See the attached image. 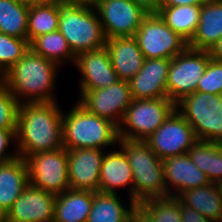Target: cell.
<instances>
[{
    "label": "cell",
    "mask_w": 222,
    "mask_h": 222,
    "mask_svg": "<svg viewBox=\"0 0 222 222\" xmlns=\"http://www.w3.org/2000/svg\"><path fill=\"white\" fill-rule=\"evenodd\" d=\"M62 116L58 101L20 104L14 147L18 156L25 159L62 148Z\"/></svg>",
    "instance_id": "6da1fadb"
},
{
    "label": "cell",
    "mask_w": 222,
    "mask_h": 222,
    "mask_svg": "<svg viewBox=\"0 0 222 222\" xmlns=\"http://www.w3.org/2000/svg\"><path fill=\"white\" fill-rule=\"evenodd\" d=\"M59 65L31 48L1 76V83L19 104L56 102L54 89Z\"/></svg>",
    "instance_id": "7a4b0ae2"
},
{
    "label": "cell",
    "mask_w": 222,
    "mask_h": 222,
    "mask_svg": "<svg viewBox=\"0 0 222 222\" xmlns=\"http://www.w3.org/2000/svg\"><path fill=\"white\" fill-rule=\"evenodd\" d=\"M63 147L66 150L99 148L109 149L118 144V126L108 119L89 112L78 101L63 112Z\"/></svg>",
    "instance_id": "3957f363"
},
{
    "label": "cell",
    "mask_w": 222,
    "mask_h": 222,
    "mask_svg": "<svg viewBox=\"0 0 222 222\" xmlns=\"http://www.w3.org/2000/svg\"><path fill=\"white\" fill-rule=\"evenodd\" d=\"M128 158L132 174V200L137 205L144 200L166 197L162 160L146 141L119 139L118 145Z\"/></svg>",
    "instance_id": "277c9868"
},
{
    "label": "cell",
    "mask_w": 222,
    "mask_h": 222,
    "mask_svg": "<svg viewBox=\"0 0 222 222\" xmlns=\"http://www.w3.org/2000/svg\"><path fill=\"white\" fill-rule=\"evenodd\" d=\"M56 6L59 15L58 30L75 56L105 47L106 37L95 8L66 1Z\"/></svg>",
    "instance_id": "5b68a950"
},
{
    "label": "cell",
    "mask_w": 222,
    "mask_h": 222,
    "mask_svg": "<svg viewBox=\"0 0 222 222\" xmlns=\"http://www.w3.org/2000/svg\"><path fill=\"white\" fill-rule=\"evenodd\" d=\"M175 109L168 98L133 99L118 126L119 139L145 141Z\"/></svg>",
    "instance_id": "8992f818"
},
{
    "label": "cell",
    "mask_w": 222,
    "mask_h": 222,
    "mask_svg": "<svg viewBox=\"0 0 222 222\" xmlns=\"http://www.w3.org/2000/svg\"><path fill=\"white\" fill-rule=\"evenodd\" d=\"M198 140L222 144V110L219 95L196 91L176 104Z\"/></svg>",
    "instance_id": "52a82bcc"
},
{
    "label": "cell",
    "mask_w": 222,
    "mask_h": 222,
    "mask_svg": "<svg viewBox=\"0 0 222 222\" xmlns=\"http://www.w3.org/2000/svg\"><path fill=\"white\" fill-rule=\"evenodd\" d=\"M210 59L209 51L190 47L171 59L167 77V98L177 104L185 96L196 92Z\"/></svg>",
    "instance_id": "ba28073f"
},
{
    "label": "cell",
    "mask_w": 222,
    "mask_h": 222,
    "mask_svg": "<svg viewBox=\"0 0 222 222\" xmlns=\"http://www.w3.org/2000/svg\"><path fill=\"white\" fill-rule=\"evenodd\" d=\"M28 182L34 187L59 195L70 188L67 150L40 152L25 158Z\"/></svg>",
    "instance_id": "9c48e42d"
},
{
    "label": "cell",
    "mask_w": 222,
    "mask_h": 222,
    "mask_svg": "<svg viewBox=\"0 0 222 222\" xmlns=\"http://www.w3.org/2000/svg\"><path fill=\"white\" fill-rule=\"evenodd\" d=\"M134 38L146 59H173L181 54L188 42L173 32L157 13H149L142 21Z\"/></svg>",
    "instance_id": "30bf717a"
},
{
    "label": "cell",
    "mask_w": 222,
    "mask_h": 222,
    "mask_svg": "<svg viewBox=\"0 0 222 222\" xmlns=\"http://www.w3.org/2000/svg\"><path fill=\"white\" fill-rule=\"evenodd\" d=\"M95 10L106 40L134 37L149 14L133 0H102Z\"/></svg>",
    "instance_id": "8fae6325"
},
{
    "label": "cell",
    "mask_w": 222,
    "mask_h": 222,
    "mask_svg": "<svg viewBox=\"0 0 222 222\" xmlns=\"http://www.w3.org/2000/svg\"><path fill=\"white\" fill-rule=\"evenodd\" d=\"M197 140L192 126L175 109L166 121L145 141L158 158L164 160L188 153Z\"/></svg>",
    "instance_id": "7c38bea8"
},
{
    "label": "cell",
    "mask_w": 222,
    "mask_h": 222,
    "mask_svg": "<svg viewBox=\"0 0 222 222\" xmlns=\"http://www.w3.org/2000/svg\"><path fill=\"white\" fill-rule=\"evenodd\" d=\"M133 101L128 81L118 80L113 85L86 91L78 102L89 112L119 126Z\"/></svg>",
    "instance_id": "4fadbf2b"
},
{
    "label": "cell",
    "mask_w": 222,
    "mask_h": 222,
    "mask_svg": "<svg viewBox=\"0 0 222 222\" xmlns=\"http://www.w3.org/2000/svg\"><path fill=\"white\" fill-rule=\"evenodd\" d=\"M74 66L82 74L78 79L79 98L86 91L109 87L119 80L106 47L79 53Z\"/></svg>",
    "instance_id": "5bb4252c"
},
{
    "label": "cell",
    "mask_w": 222,
    "mask_h": 222,
    "mask_svg": "<svg viewBox=\"0 0 222 222\" xmlns=\"http://www.w3.org/2000/svg\"><path fill=\"white\" fill-rule=\"evenodd\" d=\"M55 197L53 193L28 184L2 220L4 222H54Z\"/></svg>",
    "instance_id": "9a60e30c"
},
{
    "label": "cell",
    "mask_w": 222,
    "mask_h": 222,
    "mask_svg": "<svg viewBox=\"0 0 222 222\" xmlns=\"http://www.w3.org/2000/svg\"><path fill=\"white\" fill-rule=\"evenodd\" d=\"M68 178L71 189L98 192L100 168L105 150L83 148L67 150Z\"/></svg>",
    "instance_id": "2e32d148"
},
{
    "label": "cell",
    "mask_w": 222,
    "mask_h": 222,
    "mask_svg": "<svg viewBox=\"0 0 222 222\" xmlns=\"http://www.w3.org/2000/svg\"><path fill=\"white\" fill-rule=\"evenodd\" d=\"M166 197H178L188 189L210 184L207 175L198 169L188 153L162 160Z\"/></svg>",
    "instance_id": "e0dca14e"
},
{
    "label": "cell",
    "mask_w": 222,
    "mask_h": 222,
    "mask_svg": "<svg viewBox=\"0 0 222 222\" xmlns=\"http://www.w3.org/2000/svg\"><path fill=\"white\" fill-rule=\"evenodd\" d=\"M169 59L144 60L141 70L129 81L133 99L167 98Z\"/></svg>",
    "instance_id": "ac0fdd59"
},
{
    "label": "cell",
    "mask_w": 222,
    "mask_h": 222,
    "mask_svg": "<svg viewBox=\"0 0 222 222\" xmlns=\"http://www.w3.org/2000/svg\"><path fill=\"white\" fill-rule=\"evenodd\" d=\"M105 151L100 168V183L98 192L117 193V189L128 188V196L132 199L133 174L124 151Z\"/></svg>",
    "instance_id": "d6986e66"
},
{
    "label": "cell",
    "mask_w": 222,
    "mask_h": 222,
    "mask_svg": "<svg viewBox=\"0 0 222 222\" xmlns=\"http://www.w3.org/2000/svg\"><path fill=\"white\" fill-rule=\"evenodd\" d=\"M105 47L118 79L129 82L141 70L145 57L134 37L108 39Z\"/></svg>",
    "instance_id": "ffe728a7"
},
{
    "label": "cell",
    "mask_w": 222,
    "mask_h": 222,
    "mask_svg": "<svg viewBox=\"0 0 222 222\" xmlns=\"http://www.w3.org/2000/svg\"><path fill=\"white\" fill-rule=\"evenodd\" d=\"M28 184L24 158L18 156L6 163H0V219L12 208Z\"/></svg>",
    "instance_id": "44dd1931"
},
{
    "label": "cell",
    "mask_w": 222,
    "mask_h": 222,
    "mask_svg": "<svg viewBox=\"0 0 222 222\" xmlns=\"http://www.w3.org/2000/svg\"><path fill=\"white\" fill-rule=\"evenodd\" d=\"M222 38V1L208 0L201 5L197 31L188 47L209 51Z\"/></svg>",
    "instance_id": "7402d4cb"
},
{
    "label": "cell",
    "mask_w": 222,
    "mask_h": 222,
    "mask_svg": "<svg viewBox=\"0 0 222 222\" xmlns=\"http://www.w3.org/2000/svg\"><path fill=\"white\" fill-rule=\"evenodd\" d=\"M93 191L67 189L56 195L54 222H87L93 204Z\"/></svg>",
    "instance_id": "603a6c76"
},
{
    "label": "cell",
    "mask_w": 222,
    "mask_h": 222,
    "mask_svg": "<svg viewBox=\"0 0 222 222\" xmlns=\"http://www.w3.org/2000/svg\"><path fill=\"white\" fill-rule=\"evenodd\" d=\"M186 207L195 209L213 222H222V186L210 183L188 189L177 197Z\"/></svg>",
    "instance_id": "cb8c5ba5"
},
{
    "label": "cell",
    "mask_w": 222,
    "mask_h": 222,
    "mask_svg": "<svg viewBox=\"0 0 222 222\" xmlns=\"http://www.w3.org/2000/svg\"><path fill=\"white\" fill-rule=\"evenodd\" d=\"M128 201L126 208L118 193L95 192L87 222H128L137 210L130 197Z\"/></svg>",
    "instance_id": "d4e9b609"
},
{
    "label": "cell",
    "mask_w": 222,
    "mask_h": 222,
    "mask_svg": "<svg viewBox=\"0 0 222 222\" xmlns=\"http://www.w3.org/2000/svg\"><path fill=\"white\" fill-rule=\"evenodd\" d=\"M201 5L161 6L157 14L165 24L188 43L197 31Z\"/></svg>",
    "instance_id": "484cf974"
},
{
    "label": "cell",
    "mask_w": 222,
    "mask_h": 222,
    "mask_svg": "<svg viewBox=\"0 0 222 222\" xmlns=\"http://www.w3.org/2000/svg\"><path fill=\"white\" fill-rule=\"evenodd\" d=\"M188 154L211 183L222 185V144L197 140Z\"/></svg>",
    "instance_id": "4316f807"
},
{
    "label": "cell",
    "mask_w": 222,
    "mask_h": 222,
    "mask_svg": "<svg viewBox=\"0 0 222 222\" xmlns=\"http://www.w3.org/2000/svg\"><path fill=\"white\" fill-rule=\"evenodd\" d=\"M28 10L15 0H0V33L28 40Z\"/></svg>",
    "instance_id": "83f0119b"
},
{
    "label": "cell",
    "mask_w": 222,
    "mask_h": 222,
    "mask_svg": "<svg viewBox=\"0 0 222 222\" xmlns=\"http://www.w3.org/2000/svg\"><path fill=\"white\" fill-rule=\"evenodd\" d=\"M30 48L36 54L55 62L59 66L68 60V62L72 61L75 64L76 56L59 30L36 37L30 43Z\"/></svg>",
    "instance_id": "f1b7e54d"
},
{
    "label": "cell",
    "mask_w": 222,
    "mask_h": 222,
    "mask_svg": "<svg viewBox=\"0 0 222 222\" xmlns=\"http://www.w3.org/2000/svg\"><path fill=\"white\" fill-rule=\"evenodd\" d=\"M137 210L148 222H181L180 200L177 197H162L144 200Z\"/></svg>",
    "instance_id": "f546056e"
},
{
    "label": "cell",
    "mask_w": 222,
    "mask_h": 222,
    "mask_svg": "<svg viewBox=\"0 0 222 222\" xmlns=\"http://www.w3.org/2000/svg\"><path fill=\"white\" fill-rule=\"evenodd\" d=\"M59 15L56 5L35 4L28 10V42L58 30Z\"/></svg>",
    "instance_id": "4dcf8cb0"
},
{
    "label": "cell",
    "mask_w": 222,
    "mask_h": 222,
    "mask_svg": "<svg viewBox=\"0 0 222 222\" xmlns=\"http://www.w3.org/2000/svg\"><path fill=\"white\" fill-rule=\"evenodd\" d=\"M29 48L28 40L0 33V75L22 58Z\"/></svg>",
    "instance_id": "1f68e13d"
},
{
    "label": "cell",
    "mask_w": 222,
    "mask_h": 222,
    "mask_svg": "<svg viewBox=\"0 0 222 222\" xmlns=\"http://www.w3.org/2000/svg\"><path fill=\"white\" fill-rule=\"evenodd\" d=\"M19 102L0 83V129H17Z\"/></svg>",
    "instance_id": "d6a6232c"
},
{
    "label": "cell",
    "mask_w": 222,
    "mask_h": 222,
    "mask_svg": "<svg viewBox=\"0 0 222 222\" xmlns=\"http://www.w3.org/2000/svg\"><path fill=\"white\" fill-rule=\"evenodd\" d=\"M196 91L220 95L222 93V62L210 59Z\"/></svg>",
    "instance_id": "836d02e7"
},
{
    "label": "cell",
    "mask_w": 222,
    "mask_h": 222,
    "mask_svg": "<svg viewBox=\"0 0 222 222\" xmlns=\"http://www.w3.org/2000/svg\"><path fill=\"white\" fill-rule=\"evenodd\" d=\"M17 129H0V163H6L18 157L17 150L7 151L9 145L16 144ZM15 142V143H14Z\"/></svg>",
    "instance_id": "e575fe53"
},
{
    "label": "cell",
    "mask_w": 222,
    "mask_h": 222,
    "mask_svg": "<svg viewBox=\"0 0 222 222\" xmlns=\"http://www.w3.org/2000/svg\"><path fill=\"white\" fill-rule=\"evenodd\" d=\"M181 222H213L210 219L203 217L195 209L186 207L180 201Z\"/></svg>",
    "instance_id": "d590c367"
},
{
    "label": "cell",
    "mask_w": 222,
    "mask_h": 222,
    "mask_svg": "<svg viewBox=\"0 0 222 222\" xmlns=\"http://www.w3.org/2000/svg\"><path fill=\"white\" fill-rule=\"evenodd\" d=\"M139 4L148 13H157L161 7V0H133Z\"/></svg>",
    "instance_id": "8d00e7d4"
},
{
    "label": "cell",
    "mask_w": 222,
    "mask_h": 222,
    "mask_svg": "<svg viewBox=\"0 0 222 222\" xmlns=\"http://www.w3.org/2000/svg\"><path fill=\"white\" fill-rule=\"evenodd\" d=\"M208 0H161V6L203 5Z\"/></svg>",
    "instance_id": "74e56055"
},
{
    "label": "cell",
    "mask_w": 222,
    "mask_h": 222,
    "mask_svg": "<svg viewBox=\"0 0 222 222\" xmlns=\"http://www.w3.org/2000/svg\"><path fill=\"white\" fill-rule=\"evenodd\" d=\"M210 58L222 62V38L209 50Z\"/></svg>",
    "instance_id": "f35d334b"
},
{
    "label": "cell",
    "mask_w": 222,
    "mask_h": 222,
    "mask_svg": "<svg viewBox=\"0 0 222 222\" xmlns=\"http://www.w3.org/2000/svg\"><path fill=\"white\" fill-rule=\"evenodd\" d=\"M66 2L78 3L79 5L96 8L102 0H65Z\"/></svg>",
    "instance_id": "ab89813d"
},
{
    "label": "cell",
    "mask_w": 222,
    "mask_h": 222,
    "mask_svg": "<svg viewBox=\"0 0 222 222\" xmlns=\"http://www.w3.org/2000/svg\"><path fill=\"white\" fill-rule=\"evenodd\" d=\"M128 222H148V220L136 210L131 216Z\"/></svg>",
    "instance_id": "60d3db41"
},
{
    "label": "cell",
    "mask_w": 222,
    "mask_h": 222,
    "mask_svg": "<svg viewBox=\"0 0 222 222\" xmlns=\"http://www.w3.org/2000/svg\"><path fill=\"white\" fill-rule=\"evenodd\" d=\"M65 0H35V4L57 5Z\"/></svg>",
    "instance_id": "b9f144b4"
},
{
    "label": "cell",
    "mask_w": 222,
    "mask_h": 222,
    "mask_svg": "<svg viewBox=\"0 0 222 222\" xmlns=\"http://www.w3.org/2000/svg\"><path fill=\"white\" fill-rule=\"evenodd\" d=\"M16 2L26 5L28 7L35 5V0H15Z\"/></svg>",
    "instance_id": "7bdbcfd3"
},
{
    "label": "cell",
    "mask_w": 222,
    "mask_h": 222,
    "mask_svg": "<svg viewBox=\"0 0 222 222\" xmlns=\"http://www.w3.org/2000/svg\"><path fill=\"white\" fill-rule=\"evenodd\" d=\"M219 105L222 110V93L219 95Z\"/></svg>",
    "instance_id": "ee69618b"
}]
</instances>
